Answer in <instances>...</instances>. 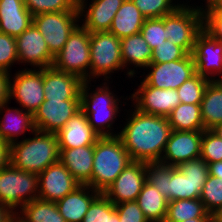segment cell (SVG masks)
<instances>
[{
	"mask_svg": "<svg viewBox=\"0 0 222 222\" xmlns=\"http://www.w3.org/2000/svg\"><path fill=\"white\" fill-rule=\"evenodd\" d=\"M13 214L14 212L9 207L0 203V222H6Z\"/></svg>",
	"mask_w": 222,
	"mask_h": 222,
	"instance_id": "49",
	"label": "cell"
},
{
	"mask_svg": "<svg viewBox=\"0 0 222 222\" xmlns=\"http://www.w3.org/2000/svg\"><path fill=\"white\" fill-rule=\"evenodd\" d=\"M110 82H102L96 90L91 91L90 81H84L81 88V110L88 118L92 129L100 136H118L119 132L113 133L111 128L119 111L121 103L119 97L110 90ZM91 91V93H89Z\"/></svg>",
	"mask_w": 222,
	"mask_h": 222,
	"instance_id": "3",
	"label": "cell"
},
{
	"mask_svg": "<svg viewBox=\"0 0 222 222\" xmlns=\"http://www.w3.org/2000/svg\"><path fill=\"white\" fill-rule=\"evenodd\" d=\"M136 202L149 222H164L168 200L156 187L145 182Z\"/></svg>",
	"mask_w": 222,
	"mask_h": 222,
	"instance_id": "30",
	"label": "cell"
},
{
	"mask_svg": "<svg viewBox=\"0 0 222 222\" xmlns=\"http://www.w3.org/2000/svg\"><path fill=\"white\" fill-rule=\"evenodd\" d=\"M82 222H120L115 205L100 193L89 206Z\"/></svg>",
	"mask_w": 222,
	"mask_h": 222,
	"instance_id": "34",
	"label": "cell"
},
{
	"mask_svg": "<svg viewBox=\"0 0 222 222\" xmlns=\"http://www.w3.org/2000/svg\"><path fill=\"white\" fill-rule=\"evenodd\" d=\"M80 185L59 160L38 175V198L57 202Z\"/></svg>",
	"mask_w": 222,
	"mask_h": 222,
	"instance_id": "15",
	"label": "cell"
},
{
	"mask_svg": "<svg viewBox=\"0 0 222 222\" xmlns=\"http://www.w3.org/2000/svg\"><path fill=\"white\" fill-rule=\"evenodd\" d=\"M145 69H149L150 72L147 73L143 81L158 89L177 90L186 80L196 74L192 54L175 61L150 63Z\"/></svg>",
	"mask_w": 222,
	"mask_h": 222,
	"instance_id": "12",
	"label": "cell"
},
{
	"mask_svg": "<svg viewBox=\"0 0 222 222\" xmlns=\"http://www.w3.org/2000/svg\"><path fill=\"white\" fill-rule=\"evenodd\" d=\"M121 69V39L109 31L90 33V82L100 76L110 81L111 73Z\"/></svg>",
	"mask_w": 222,
	"mask_h": 222,
	"instance_id": "8",
	"label": "cell"
},
{
	"mask_svg": "<svg viewBox=\"0 0 222 222\" xmlns=\"http://www.w3.org/2000/svg\"><path fill=\"white\" fill-rule=\"evenodd\" d=\"M59 148H76L95 145L100 137L91 127L82 110L70 118L56 133Z\"/></svg>",
	"mask_w": 222,
	"mask_h": 222,
	"instance_id": "22",
	"label": "cell"
},
{
	"mask_svg": "<svg viewBox=\"0 0 222 222\" xmlns=\"http://www.w3.org/2000/svg\"><path fill=\"white\" fill-rule=\"evenodd\" d=\"M200 157L207 163L222 161V138L213 130H203Z\"/></svg>",
	"mask_w": 222,
	"mask_h": 222,
	"instance_id": "40",
	"label": "cell"
},
{
	"mask_svg": "<svg viewBox=\"0 0 222 222\" xmlns=\"http://www.w3.org/2000/svg\"><path fill=\"white\" fill-rule=\"evenodd\" d=\"M210 81L211 80L208 78L196 73L177 88L180 102L187 104H201L204 92Z\"/></svg>",
	"mask_w": 222,
	"mask_h": 222,
	"instance_id": "36",
	"label": "cell"
},
{
	"mask_svg": "<svg viewBox=\"0 0 222 222\" xmlns=\"http://www.w3.org/2000/svg\"><path fill=\"white\" fill-rule=\"evenodd\" d=\"M32 138L10 145V164L20 170L39 175L48 166L59 161L56 133L35 130Z\"/></svg>",
	"mask_w": 222,
	"mask_h": 222,
	"instance_id": "2",
	"label": "cell"
},
{
	"mask_svg": "<svg viewBox=\"0 0 222 222\" xmlns=\"http://www.w3.org/2000/svg\"><path fill=\"white\" fill-rule=\"evenodd\" d=\"M213 6L222 8V0H218Z\"/></svg>",
	"mask_w": 222,
	"mask_h": 222,
	"instance_id": "55",
	"label": "cell"
},
{
	"mask_svg": "<svg viewBox=\"0 0 222 222\" xmlns=\"http://www.w3.org/2000/svg\"><path fill=\"white\" fill-rule=\"evenodd\" d=\"M200 105L206 130H212L222 123V80L208 83Z\"/></svg>",
	"mask_w": 222,
	"mask_h": 222,
	"instance_id": "29",
	"label": "cell"
},
{
	"mask_svg": "<svg viewBox=\"0 0 222 222\" xmlns=\"http://www.w3.org/2000/svg\"><path fill=\"white\" fill-rule=\"evenodd\" d=\"M79 22V11L49 12L33 16V23L44 37L53 56L62 50Z\"/></svg>",
	"mask_w": 222,
	"mask_h": 222,
	"instance_id": "10",
	"label": "cell"
},
{
	"mask_svg": "<svg viewBox=\"0 0 222 222\" xmlns=\"http://www.w3.org/2000/svg\"><path fill=\"white\" fill-rule=\"evenodd\" d=\"M10 164V144L0 138V170Z\"/></svg>",
	"mask_w": 222,
	"mask_h": 222,
	"instance_id": "47",
	"label": "cell"
},
{
	"mask_svg": "<svg viewBox=\"0 0 222 222\" xmlns=\"http://www.w3.org/2000/svg\"><path fill=\"white\" fill-rule=\"evenodd\" d=\"M99 194L88 185H80L55 204L66 222H82L92 201Z\"/></svg>",
	"mask_w": 222,
	"mask_h": 222,
	"instance_id": "26",
	"label": "cell"
},
{
	"mask_svg": "<svg viewBox=\"0 0 222 222\" xmlns=\"http://www.w3.org/2000/svg\"><path fill=\"white\" fill-rule=\"evenodd\" d=\"M6 222H18V213H14Z\"/></svg>",
	"mask_w": 222,
	"mask_h": 222,
	"instance_id": "53",
	"label": "cell"
},
{
	"mask_svg": "<svg viewBox=\"0 0 222 222\" xmlns=\"http://www.w3.org/2000/svg\"><path fill=\"white\" fill-rule=\"evenodd\" d=\"M9 102L0 107V138L8 144L19 140L20 135L36 130L33 114L22 108L9 107ZM5 110V111H4ZM5 112V114L3 113Z\"/></svg>",
	"mask_w": 222,
	"mask_h": 222,
	"instance_id": "23",
	"label": "cell"
},
{
	"mask_svg": "<svg viewBox=\"0 0 222 222\" xmlns=\"http://www.w3.org/2000/svg\"><path fill=\"white\" fill-rule=\"evenodd\" d=\"M140 33L152 50H154L156 46L165 43L167 39L166 29L164 27V16L162 18L145 19Z\"/></svg>",
	"mask_w": 222,
	"mask_h": 222,
	"instance_id": "41",
	"label": "cell"
},
{
	"mask_svg": "<svg viewBox=\"0 0 222 222\" xmlns=\"http://www.w3.org/2000/svg\"><path fill=\"white\" fill-rule=\"evenodd\" d=\"M206 1V5L204 8H207V7H210V6H213L218 0H204Z\"/></svg>",
	"mask_w": 222,
	"mask_h": 222,
	"instance_id": "54",
	"label": "cell"
},
{
	"mask_svg": "<svg viewBox=\"0 0 222 222\" xmlns=\"http://www.w3.org/2000/svg\"><path fill=\"white\" fill-rule=\"evenodd\" d=\"M131 162L119 136L99 137L94 145L93 170L87 185L103 193Z\"/></svg>",
	"mask_w": 222,
	"mask_h": 222,
	"instance_id": "4",
	"label": "cell"
},
{
	"mask_svg": "<svg viewBox=\"0 0 222 222\" xmlns=\"http://www.w3.org/2000/svg\"><path fill=\"white\" fill-rule=\"evenodd\" d=\"M171 166L160 162L146 163V182L153 185L169 202Z\"/></svg>",
	"mask_w": 222,
	"mask_h": 222,
	"instance_id": "37",
	"label": "cell"
},
{
	"mask_svg": "<svg viewBox=\"0 0 222 222\" xmlns=\"http://www.w3.org/2000/svg\"><path fill=\"white\" fill-rule=\"evenodd\" d=\"M35 199H38L37 174L17 169L11 164L0 170L1 204L16 213L26 203Z\"/></svg>",
	"mask_w": 222,
	"mask_h": 222,
	"instance_id": "6",
	"label": "cell"
},
{
	"mask_svg": "<svg viewBox=\"0 0 222 222\" xmlns=\"http://www.w3.org/2000/svg\"><path fill=\"white\" fill-rule=\"evenodd\" d=\"M125 0H78L82 26L90 33L109 31L116 12ZM89 3V5L87 4ZM87 9V10H86Z\"/></svg>",
	"mask_w": 222,
	"mask_h": 222,
	"instance_id": "20",
	"label": "cell"
},
{
	"mask_svg": "<svg viewBox=\"0 0 222 222\" xmlns=\"http://www.w3.org/2000/svg\"><path fill=\"white\" fill-rule=\"evenodd\" d=\"M59 160L81 184L91 181L94 159V145L76 148H59Z\"/></svg>",
	"mask_w": 222,
	"mask_h": 222,
	"instance_id": "24",
	"label": "cell"
},
{
	"mask_svg": "<svg viewBox=\"0 0 222 222\" xmlns=\"http://www.w3.org/2000/svg\"><path fill=\"white\" fill-rule=\"evenodd\" d=\"M172 130L203 131L200 104L180 103L167 117Z\"/></svg>",
	"mask_w": 222,
	"mask_h": 222,
	"instance_id": "31",
	"label": "cell"
},
{
	"mask_svg": "<svg viewBox=\"0 0 222 222\" xmlns=\"http://www.w3.org/2000/svg\"><path fill=\"white\" fill-rule=\"evenodd\" d=\"M24 4L33 16L49 12L79 11L78 0H24Z\"/></svg>",
	"mask_w": 222,
	"mask_h": 222,
	"instance_id": "38",
	"label": "cell"
},
{
	"mask_svg": "<svg viewBox=\"0 0 222 222\" xmlns=\"http://www.w3.org/2000/svg\"><path fill=\"white\" fill-rule=\"evenodd\" d=\"M200 200L211 216L220 215L222 213V179L208 175Z\"/></svg>",
	"mask_w": 222,
	"mask_h": 222,
	"instance_id": "35",
	"label": "cell"
},
{
	"mask_svg": "<svg viewBox=\"0 0 222 222\" xmlns=\"http://www.w3.org/2000/svg\"><path fill=\"white\" fill-rule=\"evenodd\" d=\"M145 17L132 0H125L112 20L109 32L119 39L140 33Z\"/></svg>",
	"mask_w": 222,
	"mask_h": 222,
	"instance_id": "28",
	"label": "cell"
},
{
	"mask_svg": "<svg viewBox=\"0 0 222 222\" xmlns=\"http://www.w3.org/2000/svg\"><path fill=\"white\" fill-rule=\"evenodd\" d=\"M207 222H222V217L220 215L210 216Z\"/></svg>",
	"mask_w": 222,
	"mask_h": 222,
	"instance_id": "50",
	"label": "cell"
},
{
	"mask_svg": "<svg viewBox=\"0 0 222 222\" xmlns=\"http://www.w3.org/2000/svg\"><path fill=\"white\" fill-rule=\"evenodd\" d=\"M14 63H19L16 51V37L0 32V71L11 73Z\"/></svg>",
	"mask_w": 222,
	"mask_h": 222,
	"instance_id": "42",
	"label": "cell"
},
{
	"mask_svg": "<svg viewBox=\"0 0 222 222\" xmlns=\"http://www.w3.org/2000/svg\"><path fill=\"white\" fill-rule=\"evenodd\" d=\"M130 98L137 110L162 117H168L181 103L177 90L158 89L147 85L143 80L138 89L129 96V100Z\"/></svg>",
	"mask_w": 222,
	"mask_h": 222,
	"instance_id": "13",
	"label": "cell"
},
{
	"mask_svg": "<svg viewBox=\"0 0 222 222\" xmlns=\"http://www.w3.org/2000/svg\"><path fill=\"white\" fill-rule=\"evenodd\" d=\"M186 4L183 1L174 12L164 16V27L167 40L192 54L196 37L203 30L204 6Z\"/></svg>",
	"mask_w": 222,
	"mask_h": 222,
	"instance_id": "5",
	"label": "cell"
},
{
	"mask_svg": "<svg viewBox=\"0 0 222 222\" xmlns=\"http://www.w3.org/2000/svg\"><path fill=\"white\" fill-rule=\"evenodd\" d=\"M209 218H194V219H188L182 222H207Z\"/></svg>",
	"mask_w": 222,
	"mask_h": 222,
	"instance_id": "52",
	"label": "cell"
},
{
	"mask_svg": "<svg viewBox=\"0 0 222 222\" xmlns=\"http://www.w3.org/2000/svg\"><path fill=\"white\" fill-rule=\"evenodd\" d=\"M203 131L172 130L160 163L177 167L183 162L200 157Z\"/></svg>",
	"mask_w": 222,
	"mask_h": 222,
	"instance_id": "19",
	"label": "cell"
},
{
	"mask_svg": "<svg viewBox=\"0 0 222 222\" xmlns=\"http://www.w3.org/2000/svg\"><path fill=\"white\" fill-rule=\"evenodd\" d=\"M220 138H222V123L212 129Z\"/></svg>",
	"mask_w": 222,
	"mask_h": 222,
	"instance_id": "51",
	"label": "cell"
},
{
	"mask_svg": "<svg viewBox=\"0 0 222 222\" xmlns=\"http://www.w3.org/2000/svg\"><path fill=\"white\" fill-rule=\"evenodd\" d=\"M18 222H24V221L20 218L19 215H18Z\"/></svg>",
	"mask_w": 222,
	"mask_h": 222,
	"instance_id": "56",
	"label": "cell"
},
{
	"mask_svg": "<svg viewBox=\"0 0 222 222\" xmlns=\"http://www.w3.org/2000/svg\"><path fill=\"white\" fill-rule=\"evenodd\" d=\"M203 30L222 42V8L210 6L202 9Z\"/></svg>",
	"mask_w": 222,
	"mask_h": 222,
	"instance_id": "43",
	"label": "cell"
},
{
	"mask_svg": "<svg viewBox=\"0 0 222 222\" xmlns=\"http://www.w3.org/2000/svg\"><path fill=\"white\" fill-rule=\"evenodd\" d=\"M25 69V70H24ZM10 79V100L16 99L23 110L33 115L45 101L43 69L24 68Z\"/></svg>",
	"mask_w": 222,
	"mask_h": 222,
	"instance_id": "11",
	"label": "cell"
},
{
	"mask_svg": "<svg viewBox=\"0 0 222 222\" xmlns=\"http://www.w3.org/2000/svg\"><path fill=\"white\" fill-rule=\"evenodd\" d=\"M115 208L120 222H149L136 201L118 203Z\"/></svg>",
	"mask_w": 222,
	"mask_h": 222,
	"instance_id": "45",
	"label": "cell"
},
{
	"mask_svg": "<svg viewBox=\"0 0 222 222\" xmlns=\"http://www.w3.org/2000/svg\"><path fill=\"white\" fill-rule=\"evenodd\" d=\"M81 110V100H45L33 115L36 130L57 133Z\"/></svg>",
	"mask_w": 222,
	"mask_h": 222,
	"instance_id": "18",
	"label": "cell"
},
{
	"mask_svg": "<svg viewBox=\"0 0 222 222\" xmlns=\"http://www.w3.org/2000/svg\"><path fill=\"white\" fill-rule=\"evenodd\" d=\"M121 57L123 67L128 69L127 77H135L136 70L145 68L151 63L152 49L145 41L141 33L133 34L121 39ZM134 66V69L128 66Z\"/></svg>",
	"mask_w": 222,
	"mask_h": 222,
	"instance_id": "27",
	"label": "cell"
},
{
	"mask_svg": "<svg viewBox=\"0 0 222 222\" xmlns=\"http://www.w3.org/2000/svg\"><path fill=\"white\" fill-rule=\"evenodd\" d=\"M134 110V111H133ZM119 137L132 161L160 162L172 128L167 117L130 110Z\"/></svg>",
	"mask_w": 222,
	"mask_h": 222,
	"instance_id": "1",
	"label": "cell"
},
{
	"mask_svg": "<svg viewBox=\"0 0 222 222\" xmlns=\"http://www.w3.org/2000/svg\"><path fill=\"white\" fill-rule=\"evenodd\" d=\"M208 175V163L201 157L183 162L177 167L171 166L169 202L200 198Z\"/></svg>",
	"mask_w": 222,
	"mask_h": 222,
	"instance_id": "9",
	"label": "cell"
},
{
	"mask_svg": "<svg viewBox=\"0 0 222 222\" xmlns=\"http://www.w3.org/2000/svg\"><path fill=\"white\" fill-rule=\"evenodd\" d=\"M83 80L74 74L55 69L43 68V87L45 100H80Z\"/></svg>",
	"mask_w": 222,
	"mask_h": 222,
	"instance_id": "21",
	"label": "cell"
},
{
	"mask_svg": "<svg viewBox=\"0 0 222 222\" xmlns=\"http://www.w3.org/2000/svg\"><path fill=\"white\" fill-rule=\"evenodd\" d=\"M33 23V15L24 0H0V32L21 35Z\"/></svg>",
	"mask_w": 222,
	"mask_h": 222,
	"instance_id": "25",
	"label": "cell"
},
{
	"mask_svg": "<svg viewBox=\"0 0 222 222\" xmlns=\"http://www.w3.org/2000/svg\"><path fill=\"white\" fill-rule=\"evenodd\" d=\"M146 182V163L131 162L103 194L114 204L136 201Z\"/></svg>",
	"mask_w": 222,
	"mask_h": 222,
	"instance_id": "16",
	"label": "cell"
},
{
	"mask_svg": "<svg viewBox=\"0 0 222 222\" xmlns=\"http://www.w3.org/2000/svg\"><path fill=\"white\" fill-rule=\"evenodd\" d=\"M188 53L180 46L175 45L169 40L156 46L152 50L151 63H165L185 58Z\"/></svg>",
	"mask_w": 222,
	"mask_h": 222,
	"instance_id": "44",
	"label": "cell"
},
{
	"mask_svg": "<svg viewBox=\"0 0 222 222\" xmlns=\"http://www.w3.org/2000/svg\"><path fill=\"white\" fill-rule=\"evenodd\" d=\"M209 175L222 179V161L208 163Z\"/></svg>",
	"mask_w": 222,
	"mask_h": 222,
	"instance_id": "48",
	"label": "cell"
},
{
	"mask_svg": "<svg viewBox=\"0 0 222 222\" xmlns=\"http://www.w3.org/2000/svg\"><path fill=\"white\" fill-rule=\"evenodd\" d=\"M146 19L162 18L174 12L180 5L173 3L174 0H132Z\"/></svg>",
	"mask_w": 222,
	"mask_h": 222,
	"instance_id": "39",
	"label": "cell"
},
{
	"mask_svg": "<svg viewBox=\"0 0 222 222\" xmlns=\"http://www.w3.org/2000/svg\"><path fill=\"white\" fill-rule=\"evenodd\" d=\"M24 222H66L55 202L35 199L16 212ZM20 213V214H19Z\"/></svg>",
	"mask_w": 222,
	"mask_h": 222,
	"instance_id": "33",
	"label": "cell"
},
{
	"mask_svg": "<svg viewBox=\"0 0 222 222\" xmlns=\"http://www.w3.org/2000/svg\"><path fill=\"white\" fill-rule=\"evenodd\" d=\"M79 24L62 50L54 56L53 67L90 81V32Z\"/></svg>",
	"mask_w": 222,
	"mask_h": 222,
	"instance_id": "7",
	"label": "cell"
},
{
	"mask_svg": "<svg viewBox=\"0 0 222 222\" xmlns=\"http://www.w3.org/2000/svg\"><path fill=\"white\" fill-rule=\"evenodd\" d=\"M16 51L19 62L28 64L33 69H43L53 65L54 56L34 23L16 37Z\"/></svg>",
	"mask_w": 222,
	"mask_h": 222,
	"instance_id": "17",
	"label": "cell"
},
{
	"mask_svg": "<svg viewBox=\"0 0 222 222\" xmlns=\"http://www.w3.org/2000/svg\"><path fill=\"white\" fill-rule=\"evenodd\" d=\"M210 216L200 198L180 199L168 202L164 222H182L194 218H209Z\"/></svg>",
	"mask_w": 222,
	"mask_h": 222,
	"instance_id": "32",
	"label": "cell"
},
{
	"mask_svg": "<svg viewBox=\"0 0 222 222\" xmlns=\"http://www.w3.org/2000/svg\"><path fill=\"white\" fill-rule=\"evenodd\" d=\"M192 56L197 74L211 81L222 80V42L202 30L196 37Z\"/></svg>",
	"mask_w": 222,
	"mask_h": 222,
	"instance_id": "14",
	"label": "cell"
},
{
	"mask_svg": "<svg viewBox=\"0 0 222 222\" xmlns=\"http://www.w3.org/2000/svg\"><path fill=\"white\" fill-rule=\"evenodd\" d=\"M10 75L0 71V107L10 102Z\"/></svg>",
	"mask_w": 222,
	"mask_h": 222,
	"instance_id": "46",
	"label": "cell"
}]
</instances>
